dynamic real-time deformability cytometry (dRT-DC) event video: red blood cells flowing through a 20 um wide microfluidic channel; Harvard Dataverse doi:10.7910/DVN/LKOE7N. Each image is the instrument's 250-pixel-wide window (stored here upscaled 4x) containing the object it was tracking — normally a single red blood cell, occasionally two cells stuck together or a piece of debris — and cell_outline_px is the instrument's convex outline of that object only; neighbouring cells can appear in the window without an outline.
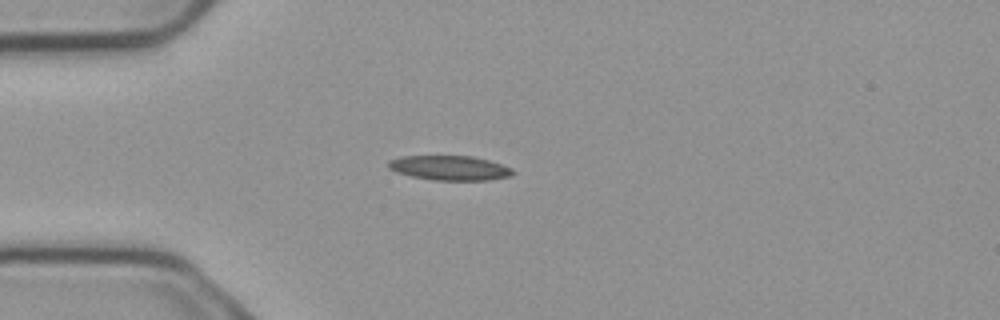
{"species": "common noctule bat (a hibernating species)", "species_latin": "Nyctalus noctula", "temperature_condition": "cold", "stored_images_in_passage": 3, "camera_frame_rate_fps": 3000, "um_per_image_px": 0.085, "animal": {"sex": "male", "body_mass_g": 23.1, "forearm_length_mm": 52.7}, "frame": {"image": 1, "passage_image": 3, "time_ms": 0.667, "image_size_px": [1000, 320], "cell_outline_px": [[516, 172], [512, 176], [488, 180], [432, 180], [412, 176], [396, 172], [388, 168], [388, 160], [400, 156], [472, 156], [488, 160], [512, 168]], "centroid_in_image_um": [38.22, 14.27], "position_along_channel_um": 46.8, "area_um2": 17.92}}